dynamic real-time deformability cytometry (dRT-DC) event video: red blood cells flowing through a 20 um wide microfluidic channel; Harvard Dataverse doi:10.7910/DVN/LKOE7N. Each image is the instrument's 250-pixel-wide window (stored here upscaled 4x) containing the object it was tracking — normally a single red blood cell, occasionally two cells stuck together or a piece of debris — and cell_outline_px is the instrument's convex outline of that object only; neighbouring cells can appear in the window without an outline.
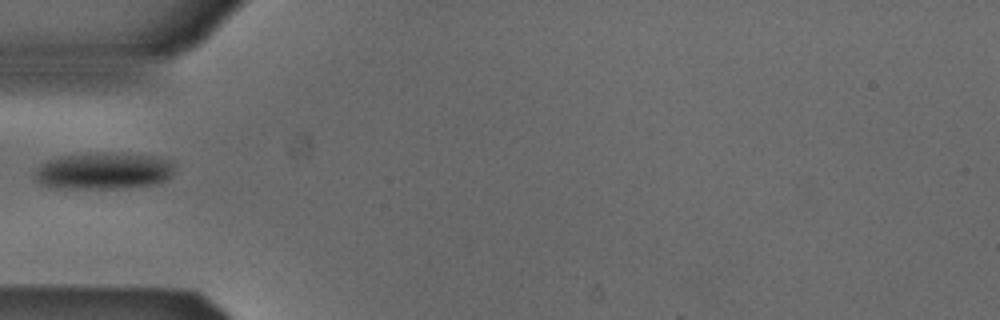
{"species": "Egyptian fruit bat (a non-hibernating species)", "species_latin": "Rousettus aegyptiacus", "temperature_condition": "cold", "stored_images_in_passage": 1, "camera_frame_rate_fps": 3000, "um_per_image_px": 0.085, "animal": {"sex": "male"}, "frame": {"image": 1, "passage_image": 1, "time_ms": 0.0, "image_size_px": [1000, 320], "cell_outline_px": [[172, 176], [168, 180], [156, 184], [112, 188], [48, 188], [40, 184], [32, 176], [32, 172], [40, 164], [48, 160], [60, 156], [96, 152], [108, 152], [160, 156], [172, 160]], "centroid_in_image_um": [8.76, 14.51], "position_along_channel_um": 76.2, "area_um2": 30.58}}